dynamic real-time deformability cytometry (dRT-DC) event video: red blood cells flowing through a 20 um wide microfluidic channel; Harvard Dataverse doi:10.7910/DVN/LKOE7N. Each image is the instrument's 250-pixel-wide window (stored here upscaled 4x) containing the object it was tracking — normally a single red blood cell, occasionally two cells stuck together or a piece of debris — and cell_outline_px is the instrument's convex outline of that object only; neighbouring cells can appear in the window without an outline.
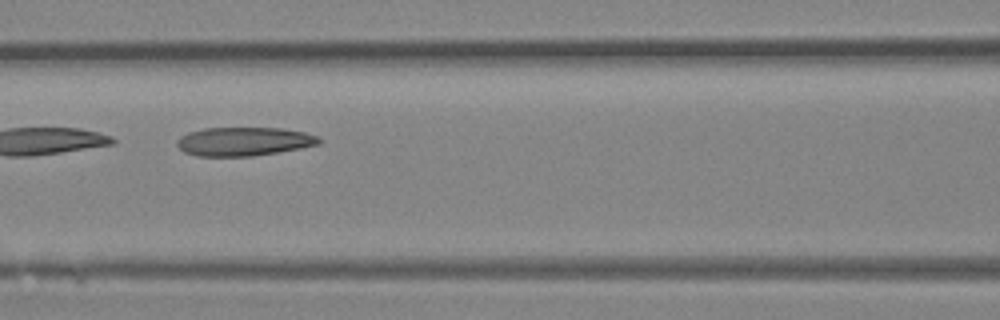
{"species": "Egyptian fruit bat (a non-hibernating species)", "species_latin": "Rousettus aegyptiacus", "temperature_condition": "room temperature", "stored_images_in_passage": 39, "camera_frame_rate_fps": 3000, "um_per_image_px": 0.085, "animal": {"sex": "female"}, "frame": {"image": 1, "passage_image": 17, "time_ms": 5.333, "image_size_px": [1000, 320], "cell_outline_px": [[320, 144], [300, 148], [252, 156], [196, 156], [184, 152], [176, 144], [176, 140], [180, 136], [188, 132], [204, 128], [284, 128], [304, 132], [320, 136]], "centroid_in_image_um": [20.71, 12.02], "position_along_channel_um": 145.9, "area_um2": 23.81}}